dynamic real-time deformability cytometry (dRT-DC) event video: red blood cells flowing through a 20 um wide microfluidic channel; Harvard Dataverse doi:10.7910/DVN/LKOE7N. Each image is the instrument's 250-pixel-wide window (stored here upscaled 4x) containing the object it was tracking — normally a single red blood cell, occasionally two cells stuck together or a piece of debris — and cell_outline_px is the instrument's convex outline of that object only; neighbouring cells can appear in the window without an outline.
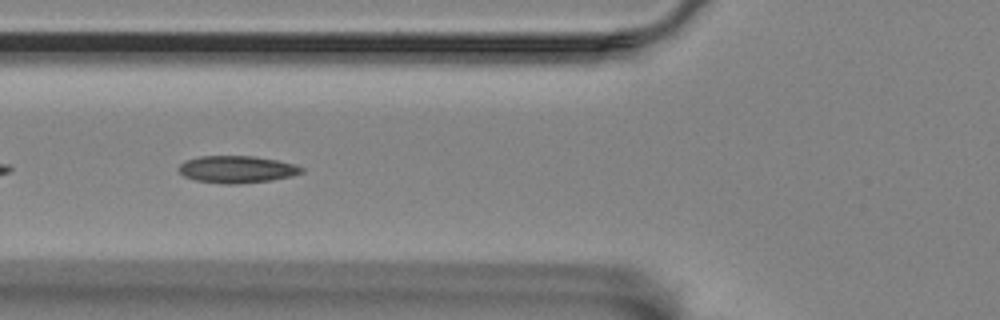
{"species": "Egyptian fruit bat (a non-hibernating species)", "species_latin": "Rousettus aegyptiacus", "temperature_condition": "room temperature", "stored_images_in_passage": 12, "camera_frame_rate_fps": 3000, "um_per_image_px": 0.085, "animal": {"sex": "female"}, "frame": {"image": 1, "passage_image": 6, "time_ms": 1.667, "image_size_px": [1000, 320], "cell_outline_px": [[304, 172], [292, 176], [272, 180], [236, 184], [224, 184], [196, 180], [184, 176], [176, 168], [184, 160], [200, 156], [252, 156], [276, 160], [296, 164], [304, 168]], "centroid_in_image_um": [20.13, 14.39], "position_along_channel_um": 105.7, "area_um2": 19.54}}
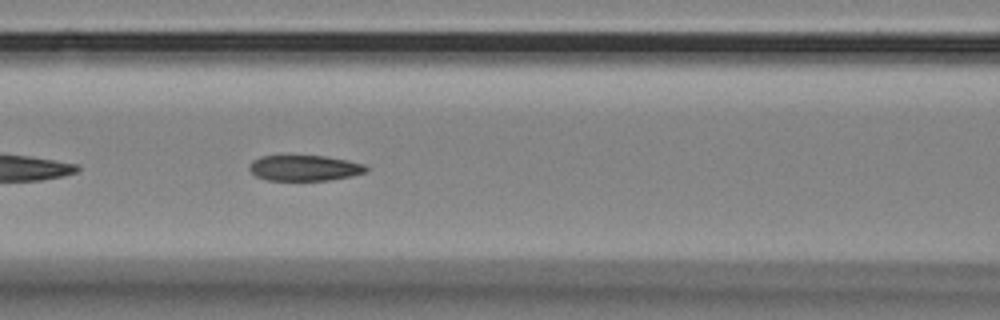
{"frame": {"image": 2, "passage_image": 9, "time_ms": 2.667, "image_size_px": [1000, 320], "cell_outline_px": [[368, 172], [352, 176], [328, 180], [268, 180], [256, 176], [248, 168], [248, 164], [252, 160], [260, 156], [324, 156], [348, 160], [364, 164], [368, 168]], "centroid_in_image_um": [25.89, 14.28], "position_along_channel_um": 140.7, "area_um2": 17.51}}